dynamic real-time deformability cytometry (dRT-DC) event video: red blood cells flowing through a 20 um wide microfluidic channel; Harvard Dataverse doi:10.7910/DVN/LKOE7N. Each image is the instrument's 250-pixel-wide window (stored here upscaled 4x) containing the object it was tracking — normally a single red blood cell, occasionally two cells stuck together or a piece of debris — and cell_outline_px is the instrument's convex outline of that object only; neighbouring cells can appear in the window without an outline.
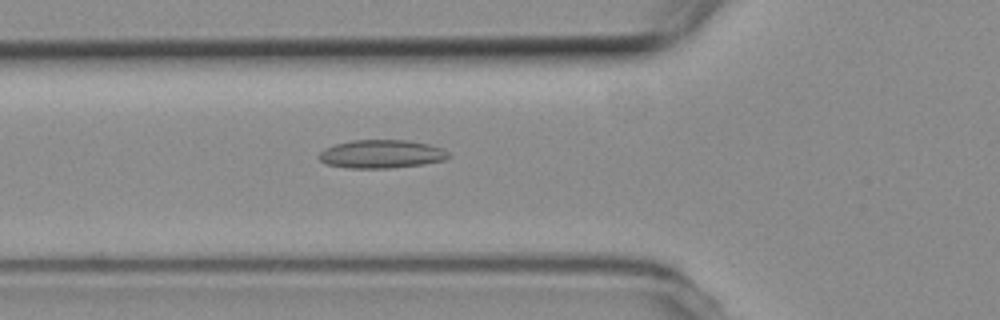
{"species": "common noctule bat (a hibernating species)", "species_latin": "Nyctalus noctula", "temperature_condition": "room temperature", "stored_images_in_passage": 43, "camera_frame_rate_fps": 3000, "um_per_image_px": 0.085, "animal": {"sex": "female", "body_mass_g": 19.3, "forearm_length_mm": 54.1}, "frame": {"image": 1, "passage_image": 7, "time_ms": 2.0, "image_size_px": [1000, 320], "cell_outline_px": [[452, 156], [444, 160], [424, 164], [392, 168], [348, 168], [328, 164], [320, 160], [320, 152], [336, 144], [352, 140], [408, 140], [428, 144], [440, 148], [448, 152]], "centroid_in_image_um": [32.47, 13.1], "position_along_channel_um": 93.3, "area_um2": 21.21}}
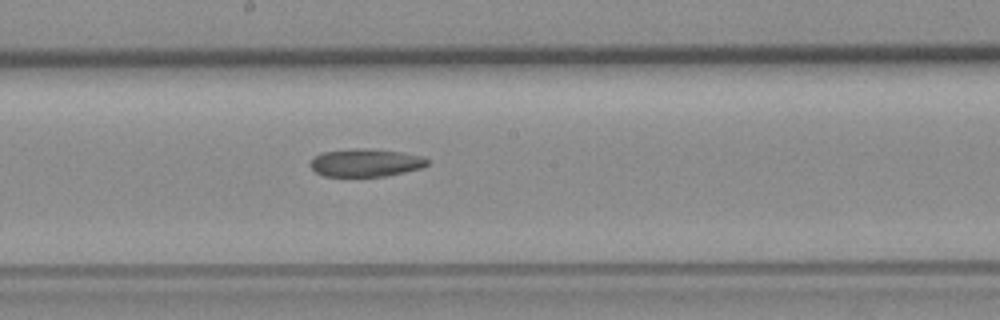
{"frame": {"image": 2, "passage_image": 17, "time_ms": 5.333, "image_size_px": [1000, 320], "cell_outline_px": [[428, 164], [420, 168], [404, 172], [384, 176], [324, 176], [316, 172], [312, 168], [312, 160], [316, 156], [324, 152], [352, 148], [360, 148], [404, 152], [424, 156], [428, 160]], "centroid_in_image_um": [31.12, 13.82], "position_along_channel_um": 217.1, "area_um2": 18.79}}
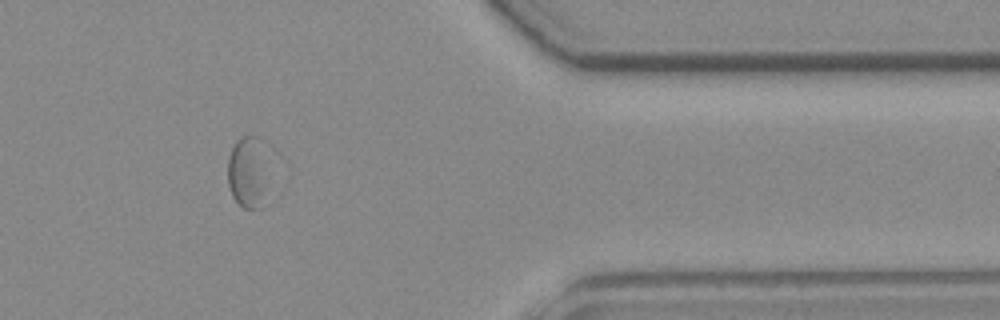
{"frame": {"image": 3, "passage_image": 33, "time_ms": 10.667, "image_size_px": [1000, 320], "cell_outline_px": [[272, 144], [260, 208], [244, 208], [232, 196], [228, 184], [228, 156], [236, 140], [244, 136], [260, 136], [268, 140]], "centroid_in_image_um": [21.14, 14.44], "position_along_channel_um": 390.3, "area_um2": 17.98}, "authors_computed_cell_mechanics": {"area_um2": 20.6346, "velocity_mm_per_s": 3.6995, "shape_relaxation_time_tau1_ms": null, "shape_relaxation_time_tau2_ms": 4.0867, "deformation_change_tau1": null, "deformation_change_tau2": 0.0655}}